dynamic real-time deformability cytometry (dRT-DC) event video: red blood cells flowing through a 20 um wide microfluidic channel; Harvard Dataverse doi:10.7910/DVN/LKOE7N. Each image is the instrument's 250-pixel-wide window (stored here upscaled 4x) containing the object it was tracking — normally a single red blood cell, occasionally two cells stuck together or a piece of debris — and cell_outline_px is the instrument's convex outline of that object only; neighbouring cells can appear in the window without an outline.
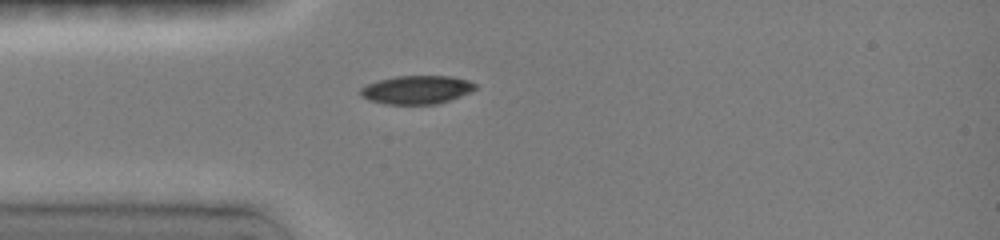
{"species": "common noctule bat (a hibernating species)", "species_latin": "Nyctalus noctula", "temperature_condition": "room temperature", "stored_images_in_passage": 1, "camera_frame_rate_fps": 3000, "um_per_image_px": 0.085, "animal": {"sex": "female", "body_mass_g": 19.0, "forearm_length_mm": 51.5}, "frame": {"image": 1, "passage_image": 1, "time_ms": 0.0, "image_size_px": [1000, 240], "cell_outline_px": [[476, 88], [460, 96], [436, 104], [384, 104], [368, 100], [360, 96], [360, 88], [368, 84], [380, 80], [396, 76], [448, 76], [468, 80], [476, 84]], "centroid_in_image_um": [35.38, 7.63], "position_along_channel_um": 49.6, "area_um2": 18.84}}